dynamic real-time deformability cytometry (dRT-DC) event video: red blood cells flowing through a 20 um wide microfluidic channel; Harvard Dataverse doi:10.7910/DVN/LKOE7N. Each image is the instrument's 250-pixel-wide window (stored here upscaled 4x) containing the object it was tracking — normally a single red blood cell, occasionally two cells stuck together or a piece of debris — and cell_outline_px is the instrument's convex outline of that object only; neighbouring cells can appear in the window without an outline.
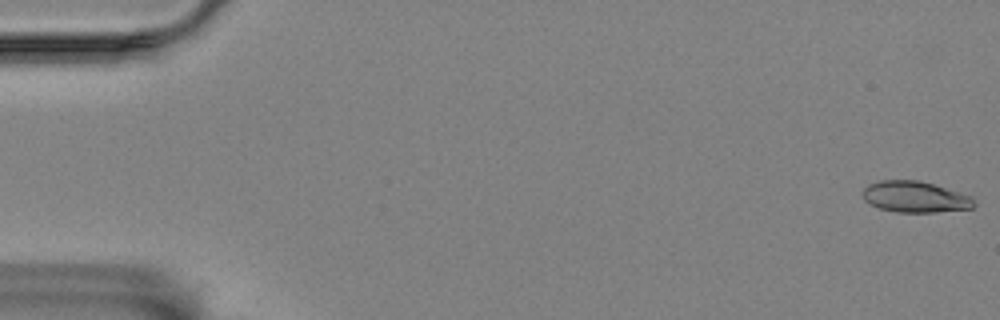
{"species": "Egyptian fruit bat (a non-hibernating species)", "species_latin": "Rousettus aegyptiacus", "temperature_condition": "room temperature", "stored_images_in_passage": 57, "camera_frame_rate_fps": 3000, "um_per_image_px": 0.085, "animal": {"sex": "female"}, "frame": {"image": 1, "passage_image": 1, "time_ms": 0.0, "image_size_px": [1000, 320], "cell_outline_px": [[976, 204], [972, 208], [936, 212], [896, 212], [880, 208], [864, 200], [864, 188], [868, 184], [880, 180], [916, 180], [932, 184], [972, 196]], "centroid_in_image_um": [77.79, 16.73], "position_along_channel_um": 7.2, "area_um2": 20.0}}
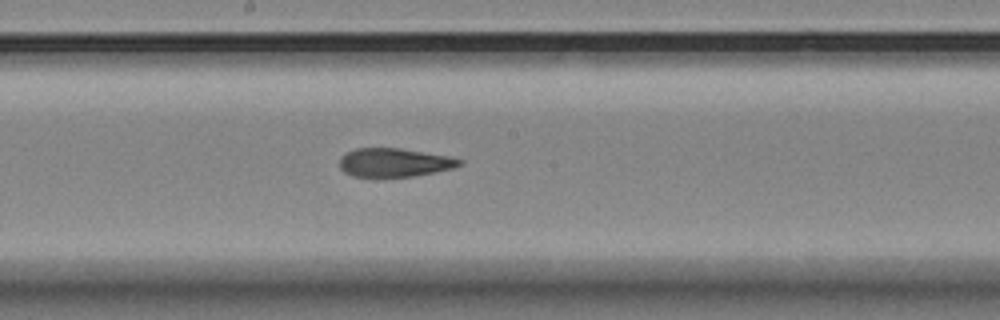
{"frame": {"image": 2, "passage_image": 31, "time_ms": 10.0, "image_size_px": [1000, 320], "cell_outline_px": [[464, 164], [452, 168], [436, 172], [416, 176], [384, 180], [372, 180], [352, 176], [344, 172], [340, 168], [340, 156], [356, 148], [400, 148], [448, 156], [464, 160]], "centroid_in_image_um": [33.48, 13.88], "position_along_channel_um": 214.7, "area_um2": 21.04}}
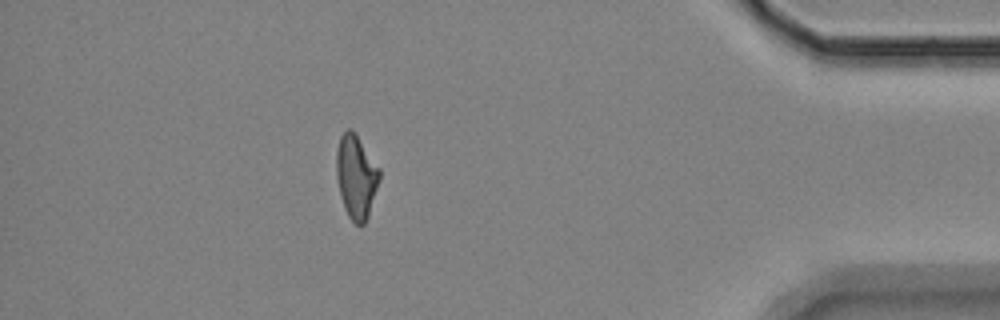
{"frame": {"image": 3, "passage_image": 51, "time_ms": 16.667, "image_size_px": [1000, 320], "cell_outline_px": [[380, 180], [368, 216], [364, 224], [360, 228], [348, 216], [344, 208], [336, 176], [336, 152], [340, 136], [348, 128], [352, 128], [380, 168]], "centroid_in_image_um": [30.28, 15.01], "position_along_channel_um": 404.9, "area_um2": 21.1}, "authors_computed_cell_mechanics": {"area_um2": 20.9236, "velocity_mm_per_s": 3.4975, "shape_relaxation_time_tau1_ms": null, "shape_relaxation_time_tau2_ms": 2.2825, "deformation_change_tau1": null, "deformation_change_tau2": 0.1117}}